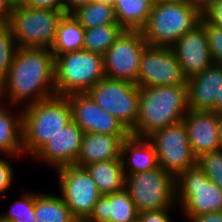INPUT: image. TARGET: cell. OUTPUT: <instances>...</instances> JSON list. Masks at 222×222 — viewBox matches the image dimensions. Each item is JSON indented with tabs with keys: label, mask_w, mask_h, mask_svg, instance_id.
<instances>
[{
	"label": "cell",
	"mask_w": 222,
	"mask_h": 222,
	"mask_svg": "<svg viewBox=\"0 0 222 222\" xmlns=\"http://www.w3.org/2000/svg\"><path fill=\"white\" fill-rule=\"evenodd\" d=\"M154 0H117L114 12L124 30H141L147 23Z\"/></svg>",
	"instance_id": "d4e9b609"
},
{
	"label": "cell",
	"mask_w": 222,
	"mask_h": 222,
	"mask_svg": "<svg viewBox=\"0 0 222 222\" xmlns=\"http://www.w3.org/2000/svg\"><path fill=\"white\" fill-rule=\"evenodd\" d=\"M84 33L85 29L73 15L66 13L59 22L55 41L50 48L54 57L83 50Z\"/></svg>",
	"instance_id": "cb8c5ba5"
},
{
	"label": "cell",
	"mask_w": 222,
	"mask_h": 222,
	"mask_svg": "<svg viewBox=\"0 0 222 222\" xmlns=\"http://www.w3.org/2000/svg\"><path fill=\"white\" fill-rule=\"evenodd\" d=\"M98 2H101L105 5H109V6H114L115 5V0H96Z\"/></svg>",
	"instance_id": "ee69618b"
},
{
	"label": "cell",
	"mask_w": 222,
	"mask_h": 222,
	"mask_svg": "<svg viewBox=\"0 0 222 222\" xmlns=\"http://www.w3.org/2000/svg\"><path fill=\"white\" fill-rule=\"evenodd\" d=\"M198 5L204 10L210 3L216 0H195Z\"/></svg>",
	"instance_id": "b9f144b4"
},
{
	"label": "cell",
	"mask_w": 222,
	"mask_h": 222,
	"mask_svg": "<svg viewBox=\"0 0 222 222\" xmlns=\"http://www.w3.org/2000/svg\"><path fill=\"white\" fill-rule=\"evenodd\" d=\"M170 48L175 53L186 79L211 66L213 61L207 43L204 16L197 26L179 38Z\"/></svg>",
	"instance_id": "9a60e30c"
},
{
	"label": "cell",
	"mask_w": 222,
	"mask_h": 222,
	"mask_svg": "<svg viewBox=\"0 0 222 222\" xmlns=\"http://www.w3.org/2000/svg\"><path fill=\"white\" fill-rule=\"evenodd\" d=\"M147 138L155 148L159 166L175 178L197 165L183 121L159 129Z\"/></svg>",
	"instance_id": "30bf717a"
},
{
	"label": "cell",
	"mask_w": 222,
	"mask_h": 222,
	"mask_svg": "<svg viewBox=\"0 0 222 222\" xmlns=\"http://www.w3.org/2000/svg\"><path fill=\"white\" fill-rule=\"evenodd\" d=\"M125 189L138 213L175 208V177L160 166L145 172L127 174Z\"/></svg>",
	"instance_id": "52a82bcc"
},
{
	"label": "cell",
	"mask_w": 222,
	"mask_h": 222,
	"mask_svg": "<svg viewBox=\"0 0 222 222\" xmlns=\"http://www.w3.org/2000/svg\"><path fill=\"white\" fill-rule=\"evenodd\" d=\"M203 16L212 24L222 28V0L210 3L204 10Z\"/></svg>",
	"instance_id": "d590c367"
},
{
	"label": "cell",
	"mask_w": 222,
	"mask_h": 222,
	"mask_svg": "<svg viewBox=\"0 0 222 222\" xmlns=\"http://www.w3.org/2000/svg\"><path fill=\"white\" fill-rule=\"evenodd\" d=\"M72 109V120L84 133L117 135L122 140L131 133L114 116L103 110L85 93H72L66 96Z\"/></svg>",
	"instance_id": "5bb4252c"
},
{
	"label": "cell",
	"mask_w": 222,
	"mask_h": 222,
	"mask_svg": "<svg viewBox=\"0 0 222 222\" xmlns=\"http://www.w3.org/2000/svg\"><path fill=\"white\" fill-rule=\"evenodd\" d=\"M122 142L117 135L84 133L75 165L85 167L94 162L121 159Z\"/></svg>",
	"instance_id": "44dd1931"
},
{
	"label": "cell",
	"mask_w": 222,
	"mask_h": 222,
	"mask_svg": "<svg viewBox=\"0 0 222 222\" xmlns=\"http://www.w3.org/2000/svg\"><path fill=\"white\" fill-rule=\"evenodd\" d=\"M176 203L183 215L222 210V190L195 165L175 178Z\"/></svg>",
	"instance_id": "ba28073f"
},
{
	"label": "cell",
	"mask_w": 222,
	"mask_h": 222,
	"mask_svg": "<svg viewBox=\"0 0 222 222\" xmlns=\"http://www.w3.org/2000/svg\"><path fill=\"white\" fill-rule=\"evenodd\" d=\"M16 4L32 8L65 10L64 0H16Z\"/></svg>",
	"instance_id": "836d02e7"
},
{
	"label": "cell",
	"mask_w": 222,
	"mask_h": 222,
	"mask_svg": "<svg viewBox=\"0 0 222 222\" xmlns=\"http://www.w3.org/2000/svg\"><path fill=\"white\" fill-rule=\"evenodd\" d=\"M157 2H188V1H195V0H154Z\"/></svg>",
	"instance_id": "f6af8a7d"
},
{
	"label": "cell",
	"mask_w": 222,
	"mask_h": 222,
	"mask_svg": "<svg viewBox=\"0 0 222 222\" xmlns=\"http://www.w3.org/2000/svg\"><path fill=\"white\" fill-rule=\"evenodd\" d=\"M197 166L222 190V148L198 157Z\"/></svg>",
	"instance_id": "4dcf8cb0"
},
{
	"label": "cell",
	"mask_w": 222,
	"mask_h": 222,
	"mask_svg": "<svg viewBox=\"0 0 222 222\" xmlns=\"http://www.w3.org/2000/svg\"><path fill=\"white\" fill-rule=\"evenodd\" d=\"M147 45L141 30H124L103 55L105 76L136 83L141 54Z\"/></svg>",
	"instance_id": "8fae6325"
},
{
	"label": "cell",
	"mask_w": 222,
	"mask_h": 222,
	"mask_svg": "<svg viewBox=\"0 0 222 222\" xmlns=\"http://www.w3.org/2000/svg\"><path fill=\"white\" fill-rule=\"evenodd\" d=\"M34 222H69L73 216L60 195L35 193Z\"/></svg>",
	"instance_id": "484cf974"
},
{
	"label": "cell",
	"mask_w": 222,
	"mask_h": 222,
	"mask_svg": "<svg viewBox=\"0 0 222 222\" xmlns=\"http://www.w3.org/2000/svg\"><path fill=\"white\" fill-rule=\"evenodd\" d=\"M0 99V154L4 157H25L23 149L22 108L6 103ZM9 107V109H8ZM12 107H14L12 109ZM12 110H11V109ZM15 110L16 112H14Z\"/></svg>",
	"instance_id": "7402d4cb"
},
{
	"label": "cell",
	"mask_w": 222,
	"mask_h": 222,
	"mask_svg": "<svg viewBox=\"0 0 222 222\" xmlns=\"http://www.w3.org/2000/svg\"><path fill=\"white\" fill-rule=\"evenodd\" d=\"M16 3V0H0V20L6 21Z\"/></svg>",
	"instance_id": "74e56055"
},
{
	"label": "cell",
	"mask_w": 222,
	"mask_h": 222,
	"mask_svg": "<svg viewBox=\"0 0 222 222\" xmlns=\"http://www.w3.org/2000/svg\"><path fill=\"white\" fill-rule=\"evenodd\" d=\"M218 136L219 141L222 146V113H218Z\"/></svg>",
	"instance_id": "60d3db41"
},
{
	"label": "cell",
	"mask_w": 222,
	"mask_h": 222,
	"mask_svg": "<svg viewBox=\"0 0 222 222\" xmlns=\"http://www.w3.org/2000/svg\"><path fill=\"white\" fill-rule=\"evenodd\" d=\"M19 200L16 199L9 206L8 211L0 217L12 222H34L35 220V192L22 190Z\"/></svg>",
	"instance_id": "f1b7e54d"
},
{
	"label": "cell",
	"mask_w": 222,
	"mask_h": 222,
	"mask_svg": "<svg viewBox=\"0 0 222 222\" xmlns=\"http://www.w3.org/2000/svg\"><path fill=\"white\" fill-rule=\"evenodd\" d=\"M9 160H6L4 157H0V195L10 191L11 186L14 183V169Z\"/></svg>",
	"instance_id": "d6a6232c"
},
{
	"label": "cell",
	"mask_w": 222,
	"mask_h": 222,
	"mask_svg": "<svg viewBox=\"0 0 222 222\" xmlns=\"http://www.w3.org/2000/svg\"><path fill=\"white\" fill-rule=\"evenodd\" d=\"M138 212L124 188L113 194L102 195L94 205L89 222H137Z\"/></svg>",
	"instance_id": "d6986e66"
},
{
	"label": "cell",
	"mask_w": 222,
	"mask_h": 222,
	"mask_svg": "<svg viewBox=\"0 0 222 222\" xmlns=\"http://www.w3.org/2000/svg\"><path fill=\"white\" fill-rule=\"evenodd\" d=\"M182 121L196 158L222 148L218 136L217 112L189 109Z\"/></svg>",
	"instance_id": "e0dca14e"
},
{
	"label": "cell",
	"mask_w": 222,
	"mask_h": 222,
	"mask_svg": "<svg viewBox=\"0 0 222 222\" xmlns=\"http://www.w3.org/2000/svg\"><path fill=\"white\" fill-rule=\"evenodd\" d=\"M59 193L73 217L88 218L102 196L85 167L67 165L56 169Z\"/></svg>",
	"instance_id": "7c38bea8"
},
{
	"label": "cell",
	"mask_w": 222,
	"mask_h": 222,
	"mask_svg": "<svg viewBox=\"0 0 222 222\" xmlns=\"http://www.w3.org/2000/svg\"><path fill=\"white\" fill-rule=\"evenodd\" d=\"M0 222H12V221H8V220H5L2 217H0Z\"/></svg>",
	"instance_id": "bcb514c9"
},
{
	"label": "cell",
	"mask_w": 222,
	"mask_h": 222,
	"mask_svg": "<svg viewBox=\"0 0 222 222\" xmlns=\"http://www.w3.org/2000/svg\"><path fill=\"white\" fill-rule=\"evenodd\" d=\"M124 29L119 24L85 29L83 50L104 55Z\"/></svg>",
	"instance_id": "83f0119b"
},
{
	"label": "cell",
	"mask_w": 222,
	"mask_h": 222,
	"mask_svg": "<svg viewBox=\"0 0 222 222\" xmlns=\"http://www.w3.org/2000/svg\"><path fill=\"white\" fill-rule=\"evenodd\" d=\"M17 43L12 34L11 27L5 22H0V84L5 80L12 60L17 51Z\"/></svg>",
	"instance_id": "f546056e"
},
{
	"label": "cell",
	"mask_w": 222,
	"mask_h": 222,
	"mask_svg": "<svg viewBox=\"0 0 222 222\" xmlns=\"http://www.w3.org/2000/svg\"><path fill=\"white\" fill-rule=\"evenodd\" d=\"M203 10L196 1H154L141 32L149 46L171 47L179 38L197 26Z\"/></svg>",
	"instance_id": "277c9868"
},
{
	"label": "cell",
	"mask_w": 222,
	"mask_h": 222,
	"mask_svg": "<svg viewBox=\"0 0 222 222\" xmlns=\"http://www.w3.org/2000/svg\"><path fill=\"white\" fill-rule=\"evenodd\" d=\"M188 110L187 84L139 87L138 118L130 133L148 137L182 121Z\"/></svg>",
	"instance_id": "7a4b0ae2"
},
{
	"label": "cell",
	"mask_w": 222,
	"mask_h": 222,
	"mask_svg": "<svg viewBox=\"0 0 222 222\" xmlns=\"http://www.w3.org/2000/svg\"><path fill=\"white\" fill-rule=\"evenodd\" d=\"M66 13L65 10L32 8L15 3L5 22L11 27L18 47L50 49L59 22Z\"/></svg>",
	"instance_id": "8992f818"
},
{
	"label": "cell",
	"mask_w": 222,
	"mask_h": 222,
	"mask_svg": "<svg viewBox=\"0 0 222 222\" xmlns=\"http://www.w3.org/2000/svg\"><path fill=\"white\" fill-rule=\"evenodd\" d=\"M121 160L125 176L159 167L157 153L151 141L147 137L132 134L122 142Z\"/></svg>",
	"instance_id": "ffe728a7"
},
{
	"label": "cell",
	"mask_w": 222,
	"mask_h": 222,
	"mask_svg": "<svg viewBox=\"0 0 222 222\" xmlns=\"http://www.w3.org/2000/svg\"><path fill=\"white\" fill-rule=\"evenodd\" d=\"M101 195L113 194L125 188V174L121 159H113L85 166Z\"/></svg>",
	"instance_id": "603a6c76"
},
{
	"label": "cell",
	"mask_w": 222,
	"mask_h": 222,
	"mask_svg": "<svg viewBox=\"0 0 222 222\" xmlns=\"http://www.w3.org/2000/svg\"><path fill=\"white\" fill-rule=\"evenodd\" d=\"M172 209L174 208L141 212L138 214L137 222H174L169 213Z\"/></svg>",
	"instance_id": "e575fe53"
},
{
	"label": "cell",
	"mask_w": 222,
	"mask_h": 222,
	"mask_svg": "<svg viewBox=\"0 0 222 222\" xmlns=\"http://www.w3.org/2000/svg\"><path fill=\"white\" fill-rule=\"evenodd\" d=\"M71 14L84 29L100 25L118 24L115 17L114 6L105 5L96 0L77 7Z\"/></svg>",
	"instance_id": "4316f807"
},
{
	"label": "cell",
	"mask_w": 222,
	"mask_h": 222,
	"mask_svg": "<svg viewBox=\"0 0 222 222\" xmlns=\"http://www.w3.org/2000/svg\"><path fill=\"white\" fill-rule=\"evenodd\" d=\"M86 93L129 132L135 128L139 104V86L136 83L104 77Z\"/></svg>",
	"instance_id": "9c48e42d"
},
{
	"label": "cell",
	"mask_w": 222,
	"mask_h": 222,
	"mask_svg": "<svg viewBox=\"0 0 222 222\" xmlns=\"http://www.w3.org/2000/svg\"><path fill=\"white\" fill-rule=\"evenodd\" d=\"M105 76L102 54L80 50L55 57V92L85 93Z\"/></svg>",
	"instance_id": "5b68a950"
},
{
	"label": "cell",
	"mask_w": 222,
	"mask_h": 222,
	"mask_svg": "<svg viewBox=\"0 0 222 222\" xmlns=\"http://www.w3.org/2000/svg\"><path fill=\"white\" fill-rule=\"evenodd\" d=\"M70 121L72 109L66 96L54 95L23 107V149L26 157H33Z\"/></svg>",
	"instance_id": "3957f363"
},
{
	"label": "cell",
	"mask_w": 222,
	"mask_h": 222,
	"mask_svg": "<svg viewBox=\"0 0 222 222\" xmlns=\"http://www.w3.org/2000/svg\"><path fill=\"white\" fill-rule=\"evenodd\" d=\"M188 222H222V210L201 215H184Z\"/></svg>",
	"instance_id": "8d00e7d4"
},
{
	"label": "cell",
	"mask_w": 222,
	"mask_h": 222,
	"mask_svg": "<svg viewBox=\"0 0 222 222\" xmlns=\"http://www.w3.org/2000/svg\"><path fill=\"white\" fill-rule=\"evenodd\" d=\"M94 0H64L65 3V11L67 13H71L74 9L81 5L89 4Z\"/></svg>",
	"instance_id": "f35d334b"
},
{
	"label": "cell",
	"mask_w": 222,
	"mask_h": 222,
	"mask_svg": "<svg viewBox=\"0 0 222 222\" xmlns=\"http://www.w3.org/2000/svg\"><path fill=\"white\" fill-rule=\"evenodd\" d=\"M84 131L73 120L51 138L34 156L56 170L67 165H75L78 159Z\"/></svg>",
	"instance_id": "2e32d148"
},
{
	"label": "cell",
	"mask_w": 222,
	"mask_h": 222,
	"mask_svg": "<svg viewBox=\"0 0 222 222\" xmlns=\"http://www.w3.org/2000/svg\"><path fill=\"white\" fill-rule=\"evenodd\" d=\"M215 112L222 113V88L218 91L215 99Z\"/></svg>",
	"instance_id": "ab89813d"
},
{
	"label": "cell",
	"mask_w": 222,
	"mask_h": 222,
	"mask_svg": "<svg viewBox=\"0 0 222 222\" xmlns=\"http://www.w3.org/2000/svg\"><path fill=\"white\" fill-rule=\"evenodd\" d=\"M204 28L211 59L214 64L222 65V28L210 23L205 17Z\"/></svg>",
	"instance_id": "1f68e13d"
},
{
	"label": "cell",
	"mask_w": 222,
	"mask_h": 222,
	"mask_svg": "<svg viewBox=\"0 0 222 222\" xmlns=\"http://www.w3.org/2000/svg\"><path fill=\"white\" fill-rule=\"evenodd\" d=\"M54 95L55 57L51 49L18 47L8 74L0 84V99L23 108Z\"/></svg>",
	"instance_id": "6da1fadb"
},
{
	"label": "cell",
	"mask_w": 222,
	"mask_h": 222,
	"mask_svg": "<svg viewBox=\"0 0 222 222\" xmlns=\"http://www.w3.org/2000/svg\"><path fill=\"white\" fill-rule=\"evenodd\" d=\"M186 83L189 109L215 111L216 95L222 88V65L213 63Z\"/></svg>",
	"instance_id": "ac0fdd59"
},
{
	"label": "cell",
	"mask_w": 222,
	"mask_h": 222,
	"mask_svg": "<svg viewBox=\"0 0 222 222\" xmlns=\"http://www.w3.org/2000/svg\"><path fill=\"white\" fill-rule=\"evenodd\" d=\"M170 47L147 45L141 54L136 84L140 88L187 84Z\"/></svg>",
	"instance_id": "4fadbf2b"
},
{
	"label": "cell",
	"mask_w": 222,
	"mask_h": 222,
	"mask_svg": "<svg viewBox=\"0 0 222 222\" xmlns=\"http://www.w3.org/2000/svg\"><path fill=\"white\" fill-rule=\"evenodd\" d=\"M69 222H89L87 218L84 217H73Z\"/></svg>",
	"instance_id": "7bdbcfd3"
}]
</instances>
